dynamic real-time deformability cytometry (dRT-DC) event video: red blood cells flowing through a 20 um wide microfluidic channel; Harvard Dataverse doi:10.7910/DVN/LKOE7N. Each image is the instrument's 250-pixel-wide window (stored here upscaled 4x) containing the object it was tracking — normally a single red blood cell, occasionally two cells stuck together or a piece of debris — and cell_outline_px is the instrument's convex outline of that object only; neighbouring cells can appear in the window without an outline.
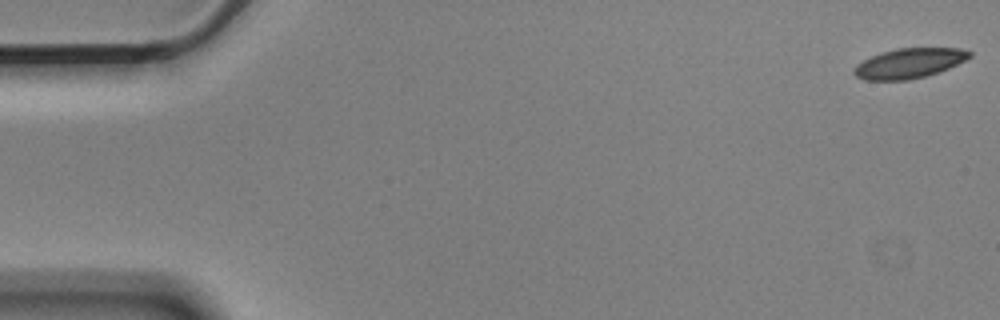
{"species": "Egyptian fruit bat (a non-hibernating species)", "species_latin": "Rousettus aegyptiacus", "temperature_condition": "cold", "stored_images_in_passage": 56, "camera_frame_rate_fps": 3000, "um_per_image_px": 0.085, "animal": {"sex": "male"}, "frame": {"image": 1, "passage_image": 1, "time_ms": 0.0, "image_size_px": [1000, 320], "cell_outline_px": [[972, 56], [948, 68], [924, 76], [908, 80], [864, 80], [856, 76], [852, 72], [852, 68], [856, 64], [880, 52], [896, 48], [960, 48], [972, 52]], "centroid_in_image_um": [77.23, 5.37], "position_along_channel_um": 7.8, "area_um2": 20.06}}
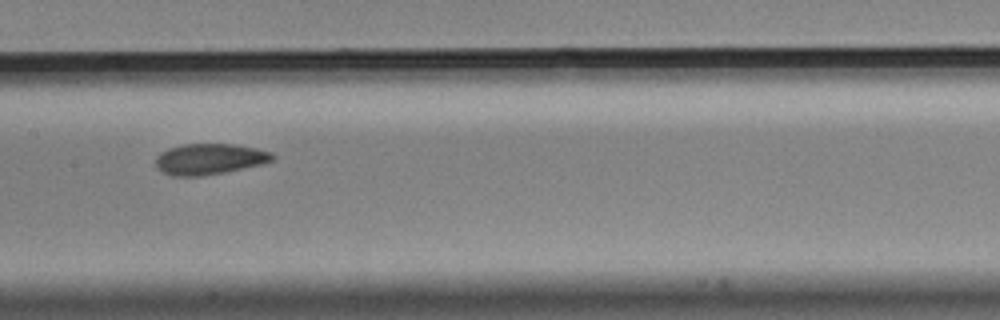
{"frame": {"image": 2, "passage_image": 28, "time_ms": 9.0, "image_size_px": [1000, 320], "cell_outline_px": [[276, 156], [272, 160], [260, 164], [224, 172], [204, 176], [172, 176], [156, 168], [156, 156], [160, 152], [168, 148], [184, 144], [236, 144], [256, 148], [272, 152]], "centroid_in_image_um": [17.79, 13.51], "position_along_channel_um": 189.6, "area_um2": 21.04}}
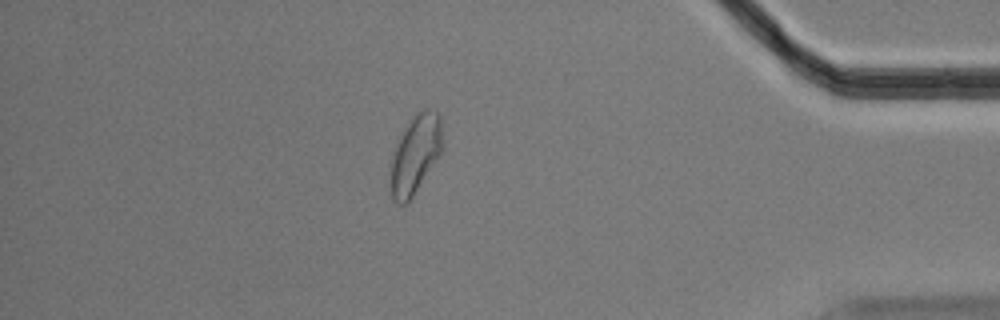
{"frame": {"image": 3, "passage_image": 49, "time_ms": 16.0, "image_size_px": [1000, 320], "cell_outline_px": [[440, 152], [408, 204], [396, 204], [392, 200], [392, 152], [396, 140], [416, 112], [428, 108], [436, 112], [440, 116]], "centroid_in_image_um": [35.26, 13.12], "position_along_channel_um": 399.9, "area_um2": 23.06}, "authors_computed_cell_mechanics": {"area_um2": 21.5016, "velocity_mm_per_s": 3.5475, "shape_relaxation_time_tau1_ms": 6.7454, "shape_relaxation_time_tau2_ms": 2.7005, "deformation_change_tau1": 0.1198, "deformation_change_tau2": 0.0678}}